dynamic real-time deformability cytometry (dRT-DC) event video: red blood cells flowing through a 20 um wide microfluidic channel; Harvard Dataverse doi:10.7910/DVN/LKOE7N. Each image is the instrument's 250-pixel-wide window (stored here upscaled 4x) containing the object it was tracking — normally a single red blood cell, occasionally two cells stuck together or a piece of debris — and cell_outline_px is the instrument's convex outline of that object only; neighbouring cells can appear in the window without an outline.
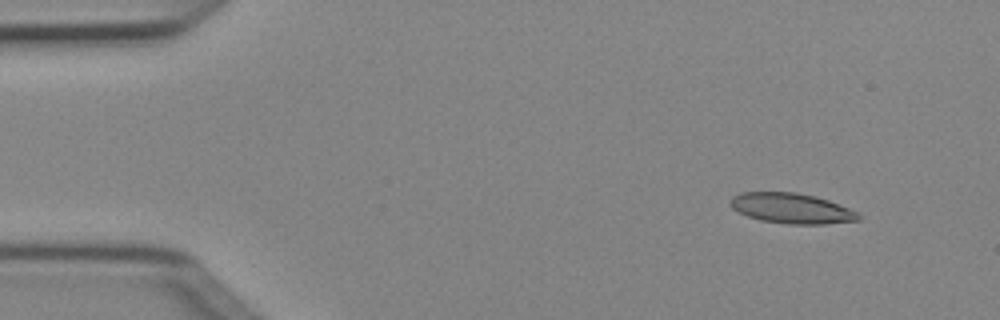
{"species": "Egyptian fruit bat (a non-hibernating species)", "species_latin": "Rousettus aegyptiacus", "temperature_condition": "cold", "stored_images_in_passage": 4, "camera_frame_rate_fps": 3000, "um_per_image_px": 0.085, "animal": {"sex": "female"}, "frame": {"image": 1, "passage_image": 1, "time_ms": 0.0, "image_size_px": [1000, 320], "cell_outline_px": [[860, 220], [824, 224], [788, 224], [760, 220], [748, 216], [732, 208], [728, 204], [728, 200], [732, 196], [740, 192], [796, 192], [816, 196], [828, 200], [860, 212]], "centroid_in_image_um": [67.27, 17.7], "position_along_channel_um": 17.7, "area_um2": 22.83}}
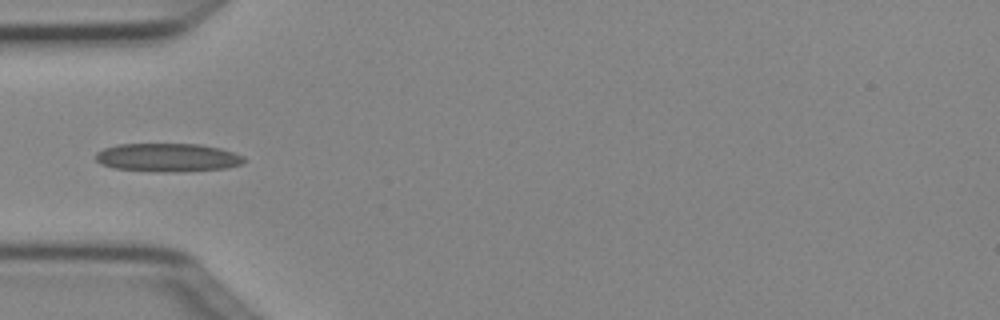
{"frame": {"image": 2, "passage_image": 4, "time_ms": 1.0, "image_size_px": [1000, 320], "cell_outline_px": [[248, 160], [240, 164], [228, 168], [184, 172], [156, 172], [112, 168], [100, 164], [96, 160], [96, 152], [104, 148], [116, 144], [200, 144], [220, 148], [244, 156]], "centroid_in_image_um": [14.25, 13.4], "position_along_channel_um": 70.7, "area_um2": 24.97}}